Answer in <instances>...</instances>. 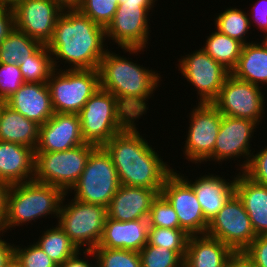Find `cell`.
<instances>
[{
	"mask_svg": "<svg viewBox=\"0 0 267 267\" xmlns=\"http://www.w3.org/2000/svg\"><path fill=\"white\" fill-rule=\"evenodd\" d=\"M105 40L104 27L76 8H65L57 19L53 37L46 46L56 70L61 61L68 64L64 67L68 70L98 69L109 47Z\"/></svg>",
	"mask_w": 267,
	"mask_h": 267,
	"instance_id": "cell-1",
	"label": "cell"
},
{
	"mask_svg": "<svg viewBox=\"0 0 267 267\" xmlns=\"http://www.w3.org/2000/svg\"><path fill=\"white\" fill-rule=\"evenodd\" d=\"M134 120L125 130L114 135L103 148L111 156L121 185L162 189L175 170L154 150Z\"/></svg>",
	"mask_w": 267,
	"mask_h": 267,
	"instance_id": "cell-2",
	"label": "cell"
},
{
	"mask_svg": "<svg viewBox=\"0 0 267 267\" xmlns=\"http://www.w3.org/2000/svg\"><path fill=\"white\" fill-rule=\"evenodd\" d=\"M149 68L109 49L98 68L100 88L114 94L135 119L142 118L162 81L159 71Z\"/></svg>",
	"mask_w": 267,
	"mask_h": 267,
	"instance_id": "cell-3",
	"label": "cell"
},
{
	"mask_svg": "<svg viewBox=\"0 0 267 267\" xmlns=\"http://www.w3.org/2000/svg\"><path fill=\"white\" fill-rule=\"evenodd\" d=\"M64 194L59 187L34 180L9 185L3 232L32 221L36 223V220L46 219L48 215L58 218Z\"/></svg>",
	"mask_w": 267,
	"mask_h": 267,
	"instance_id": "cell-4",
	"label": "cell"
},
{
	"mask_svg": "<svg viewBox=\"0 0 267 267\" xmlns=\"http://www.w3.org/2000/svg\"><path fill=\"white\" fill-rule=\"evenodd\" d=\"M85 143L103 147L134 120L131 113L109 91L100 87L78 113Z\"/></svg>",
	"mask_w": 267,
	"mask_h": 267,
	"instance_id": "cell-5",
	"label": "cell"
},
{
	"mask_svg": "<svg viewBox=\"0 0 267 267\" xmlns=\"http://www.w3.org/2000/svg\"><path fill=\"white\" fill-rule=\"evenodd\" d=\"M66 196L69 197L67 192L60 205L57 224L79 250L92 251L99 245L103 235L106 207L80 202L72 197L71 200L66 199ZM65 200L70 201L67 203Z\"/></svg>",
	"mask_w": 267,
	"mask_h": 267,
	"instance_id": "cell-6",
	"label": "cell"
},
{
	"mask_svg": "<svg viewBox=\"0 0 267 267\" xmlns=\"http://www.w3.org/2000/svg\"><path fill=\"white\" fill-rule=\"evenodd\" d=\"M120 186L111 156L103 147H96L89 155L80 178L67 193H73L80 202L107 208Z\"/></svg>",
	"mask_w": 267,
	"mask_h": 267,
	"instance_id": "cell-7",
	"label": "cell"
},
{
	"mask_svg": "<svg viewBox=\"0 0 267 267\" xmlns=\"http://www.w3.org/2000/svg\"><path fill=\"white\" fill-rule=\"evenodd\" d=\"M54 69L47 81L55 113L78 114L100 87L98 69Z\"/></svg>",
	"mask_w": 267,
	"mask_h": 267,
	"instance_id": "cell-8",
	"label": "cell"
},
{
	"mask_svg": "<svg viewBox=\"0 0 267 267\" xmlns=\"http://www.w3.org/2000/svg\"><path fill=\"white\" fill-rule=\"evenodd\" d=\"M95 145L84 143L62 152H35L34 181L68 192L80 178Z\"/></svg>",
	"mask_w": 267,
	"mask_h": 267,
	"instance_id": "cell-9",
	"label": "cell"
},
{
	"mask_svg": "<svg viewBox=\"0 0 267 267\" xmlns=\"http://www.w3.org/2000/svg\"><path fill=\"white\" fill-rule=\"evenodd\" d=\"M154 7L119 4L115 16L105 28L106 42L113 40V44L117 43L124 53L129 52L132 56L144 52L147 44H150L149 17Z\"/></svg>",
	"mask_w": 267,
	"mask_h": 267,
	"instance_id": "cell-10",
	"label": "cell"
},
{
	"mask_svg": "<svg viewBox=\"0 0 267 267\" xmlns=\"http://www.w3.org/2000/svg\"><path fill=\"white\" fill-rule=\"evenodd\" d=\"M264 95L262 87L240 80L230 73L211 103L222 115L249 119L259 125L265 116Z\"/></svg>",
	"mask_w": 267,
	"mask_h": 267,
	"instance_id": "cell-11",
	"label": "cell"
},
{
	"mask_svg": "<svg viewBox=\"0 0 267 267\" xmlns=\"http://www.w3.org/2000/svg\"><path fill=\"white\" fill-rule=\"evenodd\" d=\"M258 124L252 120L236 118L222 115L221 126L219 129L213 153L202 163L213 161L223 164L222 161H232L242 158L238 165V172H242L248 165L251 155L256 152L251 149V141L256 132ZM253 150V151H252ZM252 151V152H251ZM245 159V160H244ZM240 167V168H239Z\"/></svg>",
	"mask_w": 267,
	"mask_h": 267,
	"instance_id": "cell-12",
	"label": "cell"
},
{
	"mask_svg": "<svg viewBox=\"0 0 267 267\" xmlns=\"http://www.w3.org/2000/svg\"><path fill=\"white\" fill-rule=\"evenodd\" d=\"M195 107V108H194ZM190 110L183 156L188 162L202 164L214 151L222 114L212 103H196Z\"/></svg>",
	"mask_w": 267,
	"mask_h": 267,
	"instance_id": "cell-13",
	"label": "cell"
},
{
	"mask_svg": "<svg viewBox=\"0 0 267 267\" xmlns=\"http://www.w3.org/2000/svg\"><path fill=\"white\" fill-rule=\"evenodd\" d=\"M205 234L220 240L234 252L244 251L256 238L248 213L236 193L209 221Z\"/></svg>",
	"mask_w": 267,
	"mask_h": 267,
	"instance_id": "cell-14",
	"label": "cell"
},
{
	"mask_svg": "<svg viewBox=\"0 0 267 267\" xmlns=\"http://www.w3.org/2000/svg\"><path fill=\"white\" fill-rule=\"evenodd\" d=\"M181 57L178 59V71L184 76L183 79L186 78L184 80L194 86L199 98L197 101L211 103L218 96L230 72L202 48Z\"/></svg>",
	"mask_w": 267,
	"mask_h": 267,
	"instance_id": "cell-15",
	"label": "cell"
},
{
	"mask_svg": "<svg viewBox=\"0 0 267 267\" xmlns=\"http://www.w3.org/2000/svg\"><path fill=\"white\" fill-rule=\"evenodd\" d=\"M12 5L15 28L47 45L65 9L56 0H16Z\"/></svg>",
	"mask_w": 267,
	"mask_h": 267,
	"instance_id": "cell-16",
	"label": "cell"
},
{
	"mask_svg": "<svg viewBox=\"0 0 267 267\" xmlns=\"http://www.w3.org/2000/svg\"><path fill=\"white\" fill-rule=\"evenodd\" d=\"M173 171L165 180L161 194L174 208L180 224L190 235H204L208 228V221L192 186L179 174Z\"/></svg>",
	"mask_w": 267,
	"mask_h": 267,
	"instance_id": "cell-17",
	"label": "cell"
},
{
	"mask_svg": "<svg viewBox=\"0 0 267 267\" xmlns=\"http://www.w3.org/2000/svg\"><path fill=\"white\" fill-rule=\"evenodd\" d=\"M84 143L79 115L54 113L39 127V140L35 152H62Z\"/></svg>",
	"mask_w": 267,
	"mask_h": 267,
	"instance_id": "cell-18",
	"label": "cell"
},
{
	"mask_svg": "<svg viewBox=\"0 0 267 267\" xmlns=\"http://www.w3.org/2000/svg\"><path fill=\"white\" fill-rule=\"evenodd\" d=\"M162 189L121 185L107 206V217L117 221L148 218L153 200Z\"/></svg>",
	"mask_w": 267,
	"mask_h": 267,
	"instance_id": "cell-19",
	"label": "cell"
},
{
	"mask_svg": "<svg viewBox=\"0 0 267 267\" xmlns=\"http://www.w3.org/2000/svg\"><path fill=\"white\" fill-rule=\"evenodd\" d=\"M4 102L38 125H43L55 113L47 83L25 82Z\"/></svg>",
	"mask_w": 267,
	"mask_h": 267,
	"instance_id": "cell-20",
	"label": "cell"
},
{
	"mask_svg": "<svg viewBox=\"0 0 267 267\" xmlns=\"http://www.w3.org/2000/svg\"><path fill=\"white\" fill-rule=\"evenodd\" d=\"M179 174L192 186L199 204L201 205L203 215L209 222L218 211L226 204L228 199L235 193V176L232 180L213 173L202 174L196 179H188L183 173ZM187 177V178H186ZM224 177V178H223ZM190 180V181H189Z\"/></svg>",
	"mask_w": 267,
	"mask_h": 267,
	"instance_id": "cell-21",
	"label": "cell"
},
{
	"mask_svg": "<svg viewBox=\"0 0 267 267\" xmlns=\"http://www.w3.org/2000/svg\"><path fill=\"white\" fill-rule=\"evenodd\" d=\"M148 218L117 221L106 218L101 241L97 247L139 252L148 242Z\"/></svg>",
	"mask_w": 267,
	"mask_h": 267,
	"instance_id": "cell-22",
	"label": "cell"
},
{
	"mask_svg": "<svg viewBox=\"0 0 267 267\" xmlns=\"http://www.w3.org/2000/svg\"><path fill=\"white\" fill-rule=\"evenodd\" d=\"M35 174V149L0 141V180L8 185L29 182Z\"/></svg>",
	"mask_w": 267,
	"mask_h": 267,
	"instance_id": "cell-23",
	"label": "cell"
},
{
	"mask_svg": "<svg viewBox=\"0 0 267 267\" xmlns=\"http://www.w3.org/2000/svg\"><path fill=\"white\" fill-rule=\"evenodd\" d=\"M235 176V193L248 213L256 236L267 235V186L240 171Z\"/></svg>",
	"mask_w": 267,
	"mask_h": 267,
	"instance_id": "cell-24",
	"label": "cell"
},
{
	"mask_svg": "<svg viewBox=\"0 0 267 267\" xmlns=\"http://www.w3.org/2000/svg\"><path fill=\"white\" fill-rule=\"evenodd\" d=\"M234 251L220 240L204 235H190L183 267H226Z\"/></svg>",
	"mask_w": 267,
	"mask_h": 267,
	"instance_id": "cell-25",
	"label": "cell"
},
{
	"mask_svg": "<svg viewBox=\"0 0 267 267\" xmlns=\"http://www.w3.org/2000/svg\"><path fill=\"white\" fill-rule=\"evenodd\" d=\"M39 127L36 122L27 119L1 101L0 141L25 145L36 149L39 140Z\"/></svg>",
	"mask_w": 267,
	"mask_h": 267,
	"instance_id": "cell-26",
	"label": "cell"
},
{
	"mask_svg": "<svg viewBox=\"0 0 267 267\" xmlns=\"http://www.w3.org/2000/svg\"><path fill=\"white\" fill-rule=\"evenodd\" d=\"M231 74L259 87L267 85L266 46L258 41L243 45L237 66Z\"/></svg>",
	"mask_w": 267,
	"mask_h": 267,
	"instance_id": "cell-27",
	"label": "cell"
},
{
	"mask_svg": "<svg viewBox=\"0 0 267 267\" xmlns=\"http://www.w3.org/2000/svg\"><path fill=\"white\" fill-rule=\"evenodd\" d=\"M206 37L201 48L231 73L237 66L244 44L218 30Z\"/></svg>",
	"mask_w": 267,
	"mask_h": 267,
	"instance_id": "cell-28",
	"label": "cell"
},
{
	"mask_svg": "<svg viewBox=\"0 0 267 267\" xmlns=\"http://www.w3.org/2000/svg\"><path fill=\"white\" fill-rule=\"evenodd\" d=\"M54 226L45 228V231L40 235L41 237L39 236L35 242L57 265H60L73 257L79 249L57 223Z\"/></svg>",
	"mask_w": 267,
	"mask_h": 267,
	"instance_id": "cell-29",
	"label": "cell"
},
{
	"mask_svg": "<svg viewBox=\"0 0 267 267\" xmlns=\"http://www.w3.org/2000/svg\"><path fill=\"white\" fill-rule=\"evenodd\" d=\"M42 44L25 34L14 29L0 43V64H19L32 55Z\"/></svg>",
	"mask_w": 267,
	"mask_h": 267,
	"instance_id": "cell-30",
	"label": "cell"
},
{
	"mask_svg": "<svg viewBox=\"0 0 267 267\" xmlns=\"http://www.w3.org/2000/svg\"><path fill=\"white\" fill-rule=\"evenodd\" d=\"M217 15L213 19L216 30L230 38L242 42L244 45L253 42L250 40L248 42L246 39L251 29L248 12L246 13V11L240 8L238 9L237 7H230Z\"/></svg>",
	"mask_w": 267,
	"mask_h": 267,
	"instance_id": "cell-31",
	"label": "cell"
},
{
	"mask_svg": "<svg viewBox=\"0 0 267 267\" xmlns=\"http://www.w3.org/2000/svg\"><path fill=\"white\" fill-rule=\"evenodd\" d=\"M18 65L25 82L47 83L54 70L51 53L45 44Z\"/></svg>",
	"mask_w": 267,
	"mask_h": 267,
	"instance_id": "cell-32",
	"label": "cell"
},
{
	"mask_svg": "<svg viewBox=\"0 0 267 267\" xmlns=\"http://www.w3.org/2000/svg\"><path fill=\"white\" fill-rule=\"evenodd\" d=\"M189 235L180 228L149 227L148 244L174 250L183 260Z\"/></svg>",
	"mask_w": 267,
	"mask_h": 267,
	"instance_id": "cell-33",
	"label": "cell"
},
{
	"mask_svg": "<svg viewBox=\"0 0 267 267\" xmlns=\"http://www.w3.org/2000/svg\"><path fill=\"white\" fill-rule=\"evenodd\" d=\"M118 0H82L76 9L96 24L106 28L115 16Z\"/></svg>",
	"mask_w": 267,
	"mask_h": 267,
	"instance_id": "cell-34",
	"label": "cell"
},
{
	"mask_svg": "<svg viewBox=\"0 0 267 267\" xmlns=\"http://www.w3.org/2000/svg\"><path fill=\"white\" fill-rule=\"evenodd\" d=\"M141 267H183V259L174 251L148 243L138 252Z\"/></svg>",
	"mask_w": 267,
	"mask_h": 267,
	"instance_id": "cell-35",
	"label": "cell"
},
{
	"mask_svg": "<svg viewBox=\"0 0 267 267\" xmlns=\"http://www.w3.org/2000/svg\"><path fill=\"white\" fill-rule=\"evenodd\" d=\"M102 267H141L138 252L125 249L96 247L92 250Z\"/></svg>",
	"mask_w": 267,
	"mask_h": 267,
	"instance_id": "cell-36",
	"label": "cell"
},
{
	"mask_svg": "<svg viewBox=\"0 0 267 267\" xmlns=\"http://www.w3.org/2000/svg\"><path fill=\"white\" fill-rule=\"evenodd\" d=\"M148 220L149 227L180 228L174 208L161 193L152 202Z\"/></svg>",
	"mask_w": 267,
	"mask_h": 267,
	"instance_id": "cell-37",
	"label": "cell"
},
{
	"mask_svg": "<svg viewBox=\"0 0 267 267\" xmlns=\"http://www.w3.org/2000/svg\"><path fill=\"white\" fill-rule=\"evenodd\" d=\"M14 256L25 267H58V265L41 249L34 241L28 246L16 245L14 247Z\"/></svg>",
	"mask_w": 267,
	"mask_h": 267,
	"instance_id": "cell-38",
	"label": "cell"
},
{
	"mask_svg": "<svg viewBox=\"0 0 267 267\" xmlns=\"http://www.w3.org/2000/svg\"><path fill=\"white\" fill-rule=\"evenodd\" d=\"M25 83L18 64H0V101H5Z\"/></svg>",
	"mask_w": 267,
	"mask_h": 267,
	"instance_id": "cell-39",
	"label": "cell"
},
{
	"mask_svg": "<svg viewBox=\"0 0 267 267\" xmlns=\"http://www.w3.org/2000/svg\"><path fill=\"white\" fill-rule=\"evenodd\" d=\"M253 181L267 186V146L251 155L247 167L242 171Z\"/></svg>",
	"mask_w": 267,
	"mask_h": 267,
	"instance_id": "cell-40",
	"label": "cell"
},
{
	"mask_svg": "<svg viewBox=\"0 0 267 267\" xmlns=\"http://www.w3.org/2000/svg\"><path fill=\"white\" fill-rule=\"evenodd\" d=\"M244 252L257 267H267V235L256 236Z\"/></svg>",
	"mask_w": 267,
	"mask_h": 267,
	"instance_id": "cell-41",
	"label": "cell"
},
{
	"mask_svg": "<svg viewBox=\"0 0 267 267\" xmlns=\"http://www.w3.org/2000/svg\"><path fill=\"white\" fill-rule=\"evenodd\" d=\"M251 11V12H250ZM248 10L250 27L255 24L263 33H267V0H257ZM251 17V18H250ZM253 21V22H252Z\"/></svg>",
	"mask_w": 267,
	"mask_h": 267,
	"instance_id": "cell-42",
	"label": "cell"
},
{
	"mask_svg": "<svg viewBox=\"0 0 267 267\" xmlns=\"http://www.w3.org/2000/svg\"><path fill=\"white\" fill-rule=\"evenodd\" d=\"M14 11L11 4L0 2V43L14 29Z\"/></svg>",
	"mask_w": 267,
	"mask_h": 267,
	"instance_id": "cell-43",
	"label": "cell"
},
{
	"mask_svg": "<svg viewBox=\"0 0 267 267\" xmlns=\"http://www.w3.org/2000/svg\"><path fill=\"white\" fill-rule=\"evenodd\" d=\"M82 255L84 256L81 257ZM88 257H91L93 260L88 259ZM92 261H97L93 251L79 250L73 257L67 259L62 264L58 265V267H91L93 265Z\"/></svg>",
	"mask_w": 267,
	"mask_h": 267,
	"instance_id": "cell-44",
	"label": "cell"
},
{
	"mask_svg": "<svg viewBox=\"0 0 267 267\" xmlns=\"http://www.w3.org/2000/svg\"><path fill=\"white\" fill-rule=\"evenodd\" d=\"M4 233V234H3ZM5 232L0 231V267H6L14 256V247L16 244L4 239ZM3 239H2V237Z\"/></svg>",
	"mask_w": 267,
	"mask_h": 267,
	"instance_id": "cell-45",
	"label": "cell"
},
{
	"mask_svg": "<svg viewBox=\"0 0 267 267\" xmlns=\"http://www.w3.org/2000/svg\"><path fill=\"white\" fill-rule=\"evenodd\" d=\"M226 267H257L244 251L234 252L228 259Z\"/></svg>",
	"mask_w": 267,
	"mask_h": 267,
	"instance_id": "cell-46",
	"label": "cell"
},
{
	"mask_svg": "<svg viewBox=\"0 0 267 267\" xmlns=\"http://www.w3.org/2000/svg\"><path fill=\"white\" fill-rule=\"evenodd\" d=\"M8 189L9 185L5 181L0 180V231H3V225L5 222L6 198Z\"/></svg>",
	"mask_w": 267,
	"mask_h": 267,
	"instance_id": "cell-47",
	"label": "cell"
},
{
	"mask_svg": "<svg viewBox=\"0 0 267 267\" xmlns=\"http://www.w3.org/2000/svg\"><path fill=\"white\" fill-rule=\"evenodd\" d=\"M118 1L119 4H137L138 6H155L157 3V0H118Z\"/></svg>",
	"mask_w": 267,
	"mask_h": 267,
	"instance_id": "cell-48",
	"label": "cell"
},
{
	"mask_svg": "<svg viewBox=\"0 0 267 267\" xmlns=\"http://www.w3.org/2000/svg\"><path fill=\"white\" fill-rule=\"evenodd\" d=\"M64 8H76L82 0H56Z\"/></svg>",
	"mask_w": 267,
	"mask_h": 267,
	"instance_id": "cell-49",
	"label": "cell"
},
{
	"mask_svg": "<svg viewBox=\"0 0 267 267\" xmlns=\"http://www.w3.org/2000/svg\"><path fill=\"white\" fill-rule=\"evenodd\" d=\"M6 267H25L15 256L9 261Z\"/></svg>",
	"mask_w": 267,
	"mask_h": 267,
	"instance_id": "cell-50",
	"label": "cell"
},
{
	"mask_svg": "<svg viewBox=\"0 0 267 267\" xmlns=\"http://www.w3.org/2000/svg\"><path fill=\"white\" fill-rule=\"evenodd\" d=\"M16 0H0L1 3L13 4Z\"/></svg>",
	"mask_w": 267,
	"mask_h": 267,
	"instance_id": "cell-51",
	"label": "cell"
},
{
	"mask_svg": "<svg viewBox=\"0 0 267 267\" xmlns=\"http://www.w3.org/2000/svg\"><path fill=\"white\" fill-rule=\"evenodd\" d=\"M266 35H264V39L263 40H260V42H262L265 46H266V48H267V33H265Z\"/></svg>",
	"mask_w": 267,
	"mask_h": 267,
	"instance_id": "cell-52",
	"label": "cell"
},
{
	"mask_svg": "<svg viewBox=\"0 0 267 267\" xmlns=\"http://www.w3.org/2000/svg\"><path fill=\"white\" fill-rule=\"evenodd\" d=\"M94 264L91 267H102L98 261L93 262Z\"/></svg>",
	"mask_w": 267,
	"mask_h": 267,
	"instance_id": "cell-53",
	"label": "cell"
}]
</instances>
